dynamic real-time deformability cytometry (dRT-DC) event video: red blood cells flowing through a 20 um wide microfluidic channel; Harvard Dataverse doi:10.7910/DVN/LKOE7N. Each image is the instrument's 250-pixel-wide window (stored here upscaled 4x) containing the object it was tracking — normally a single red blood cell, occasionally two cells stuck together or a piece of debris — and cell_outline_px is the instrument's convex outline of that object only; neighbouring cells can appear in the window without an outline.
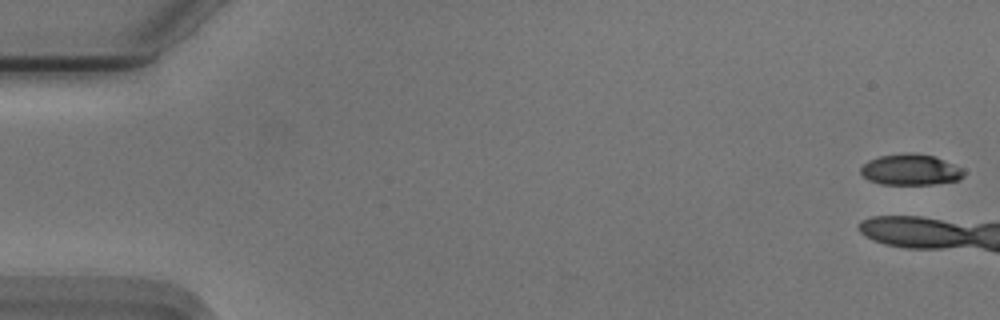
{"species": "Egyptian fruit bat (a non-hibernating species)", "species_latin": "Rousettus aegyptiacus", "temperature_condition": "cold", "stored_images_in_passage": 7, "camera_frame_rate_fps": 3000, "um_per_image_px": 0.085, "animal": {"sex": "male"}, "frame": {"image": 1, "passage_image": 1, "time_ms": 0.0, "image_size_px": [1000, 320], "cell_outline_px": [[964, 176], [960, 180], [936, 184], [880, 184], [868, 180], [860, 172], [860, 168], [868, 160], [880, 156], [904, 152], [912, 152], [936, 156], [964, 168]], "centroid_in_image_um": [77.43, 14.41], "position_along_channel_um": 7.6, "area_um2": 18.96}}